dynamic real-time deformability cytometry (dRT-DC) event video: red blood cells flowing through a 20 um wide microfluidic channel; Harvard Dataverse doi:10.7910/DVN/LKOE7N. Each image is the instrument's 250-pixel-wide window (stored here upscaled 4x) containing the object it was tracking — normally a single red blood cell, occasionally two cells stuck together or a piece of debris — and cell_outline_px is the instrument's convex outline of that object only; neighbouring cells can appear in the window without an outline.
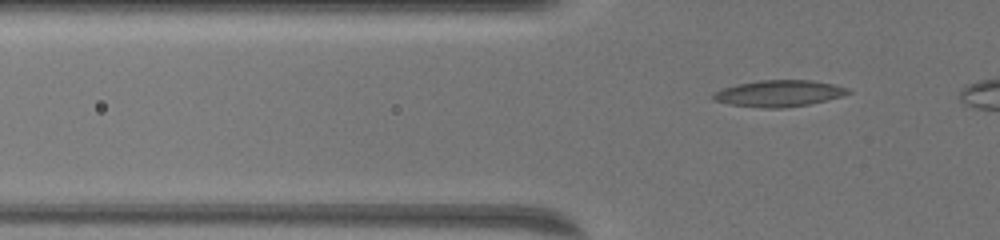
{"species": "common noctule bat (a hibernating species)", "species_latin": "Nyctalus noctula", "temperature_condition": "warm", "stored_images_in_passage": 44, "camera_frame_rate_fps": 3000, "um_per_image_px": 0.085, "animal": {"sex": "female", "body_mass_g": 19.5, "forearm_length_mm": 54.1}, "frame": {"image": 1, "passage_image": 10, "time_ms": 3.0, "image_size_px": [1000, 240], "cell_outline_px": [[852, 92], [844, 96], [808, 104], [784, 108], [764, 108], [732, 104], [712, 100], [712, 96], [716, 92], [724, 88], [740, 84], [760, 80], [812, 80], [832, 84], [844, 88]], "centroid_in_image_um": [66.23, 7.94], "position_along_channel_um": 59.6, "area_um2": 20.4}}
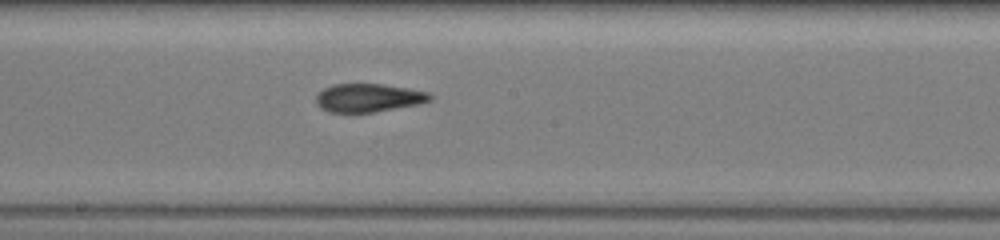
{"frame": {"image": 2, "passage_image": 25, "time_ms": 8.0, "image_size_px": [1000, 240], "cell_outline_px": [[432, 100], [416, 104], [372, 112], [328, 112], [320, 108], [316, 104], [316, 96], [324, 88], [332, 84], [384, 84], [408, 88], [428, 92], [432, 96]], "centroid_in_image_um": [31.28, 8.3], "position_along_channel_um": 216.9, "area_um2": 18.67}}
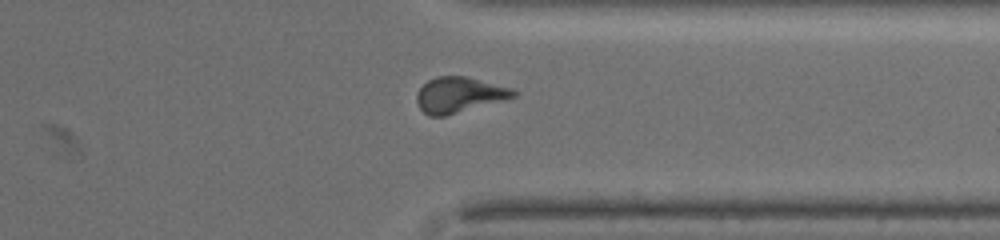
{"frame": {"image": 3, "passage_image": 39, "time_ms": 12.667, "image_size_px": [1000, 240], "cell_outline_px": [[516, 96], [444, 116], [428, 116], [420, 108], [416, 100], [416, 92], [428, 80], [436, 76], [464, 76], [512, 88], [516, 92]], "centroid_in_image_um": [38.97, 8.05], "position_along_channel_um": 372.4, "area_um2": 19.65}}